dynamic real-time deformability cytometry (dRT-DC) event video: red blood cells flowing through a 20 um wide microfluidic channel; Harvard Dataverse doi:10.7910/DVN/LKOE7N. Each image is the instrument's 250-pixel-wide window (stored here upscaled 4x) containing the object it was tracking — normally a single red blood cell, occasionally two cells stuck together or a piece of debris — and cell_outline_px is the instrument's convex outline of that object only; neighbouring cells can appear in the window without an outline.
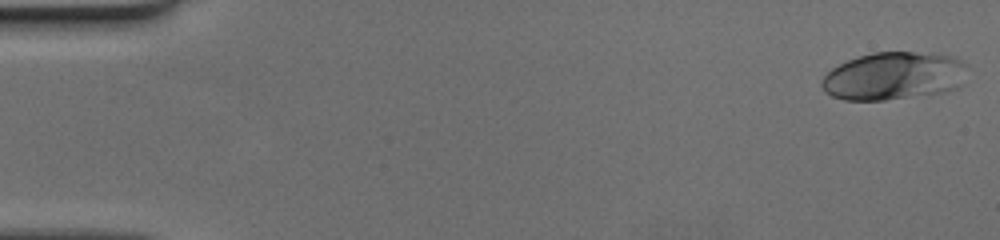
{"species": "human", "species_latin": "Homo sapiens", "temperature_condition": "cold", "stored_images_in_passage": 52, "camera_frame_rate_fps": 3000, "um_per_image_px": 0.085, "donor": {"sex": "female"}, "frame": {"image": 1, "passage_image": 1, "time_ms": 0.0, "image_size_px": [1000, 240], "cell_outline_px": [[968, 64], [960, 84], [956, 88], [948, 92], [884, 100], [844, 100], [832, 96], [824, 92], [820, 84], [820, 80], [832, 68], [848, 60], [872, 52], [912, 52], [952, 56]], "centroid_in_image_um": [75.94, 6.47], "position_along_channel_um": 9.1, "area_um2": 40.63}}
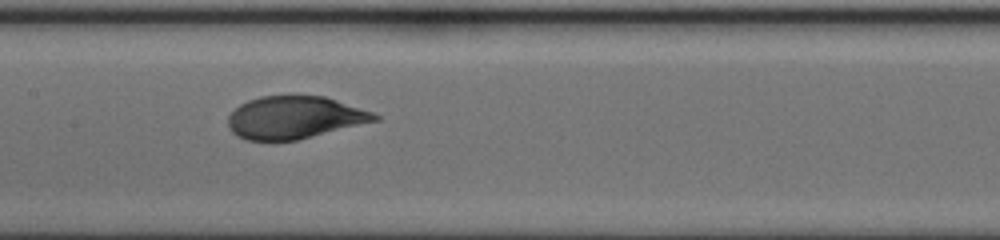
{"frame": {"image": 2, "passage_image": 26, "time_ms": 8.333, "image_size_px": [1000, 240], "cell_outline_px": [[380, 120], [296, 140], [248, 140], [236, 136], [228, 128], [228, 116], [240, 104], [248, 100], [260, 96], [324, 96], [372, 112], [380, 116]], "centroid_in_image_um": [25.02, 9.99], "position_along_channel_um": 182.4, "area_um2": 36.07}}
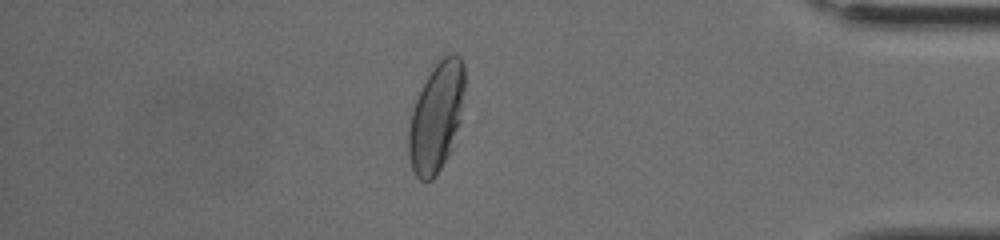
{"frame": {"image": 3, "passage_image": 45, "time_ms": 14.667, "image_size_px": [1000, 240], "cell_outline_px": [[464, 88], [460, 120], [448, 152], [436, 176], [432, 180], [420, 180], [416, 176], [412, 168], [408, 152], [408, 132], [412, 112], [416, 100], [428, 76], [436, 64], [444, 56], [456, 52], [460, 56], [464, 64]], "centroid_in_image_um": [37.08, 9.93], "position_along_channel_um": 398.1, "area_um2": 34.8}}